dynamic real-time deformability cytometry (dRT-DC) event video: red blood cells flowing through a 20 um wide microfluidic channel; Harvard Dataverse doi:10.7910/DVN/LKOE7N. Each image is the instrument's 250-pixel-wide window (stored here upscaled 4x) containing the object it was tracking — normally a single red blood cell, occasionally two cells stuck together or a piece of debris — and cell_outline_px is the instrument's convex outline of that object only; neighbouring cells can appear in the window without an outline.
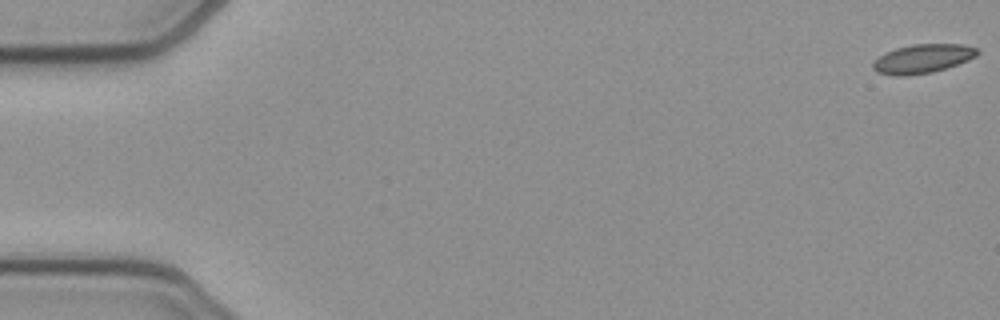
{"species": "common noctule bat (a hibernating species)", "species_latin": "Nyctalus noctula", "temperature_condition": "cold", "stored_images_in_passage": 37, "camera_frame_rate_fps": 3000, "um_per_image_px": 0.085, "animal": {"sex": "female", "body_mass_g": 21.9}, "frame": {"image": 1, "passage_image": 1, "time_ms": 0.0, "image_size_px": [1000, 320], "cell_outline_px": [[980, 52], [976, 56], [968, 60], [932, 72], [904, 76], [896, 76], [876, 72], [872, 68], [872, 64], [884, 52], [896, 48], [912, 44], [964, 44], [976, 48]], "centroid_in_image_um": [78.4, 4.98], "position_along_channel_um": 6.6, "area_um2": 17.51}}
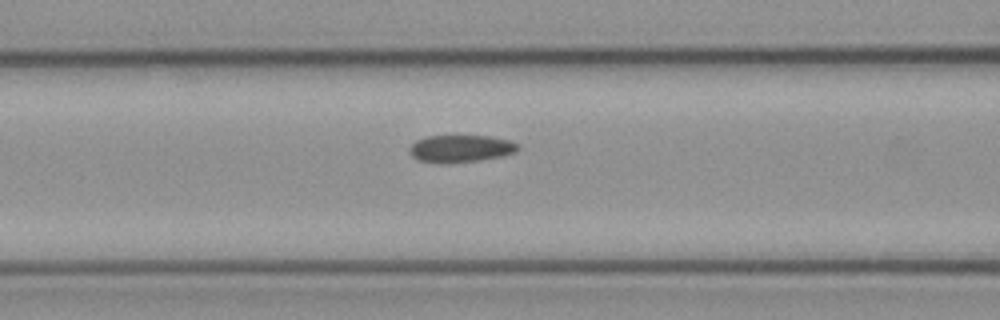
{"frame": {"image": 2, "passage_image": 22, "time_ms": 7.0, "image_size_px": [1000, 320], "cell_outline_px": [[520, 148], [516, 152], [504, 156], [480, 160], [448, 164], [440, 164], [416, 160], [408, 152], [408, 148], [416, 140], [428, 136], [492, 136], [508, 140], [520, 144]], "centroid_in_image_um": [39.15, 12.65], "position_along_channel_um": 127.4, "area_um2": 17.69}}
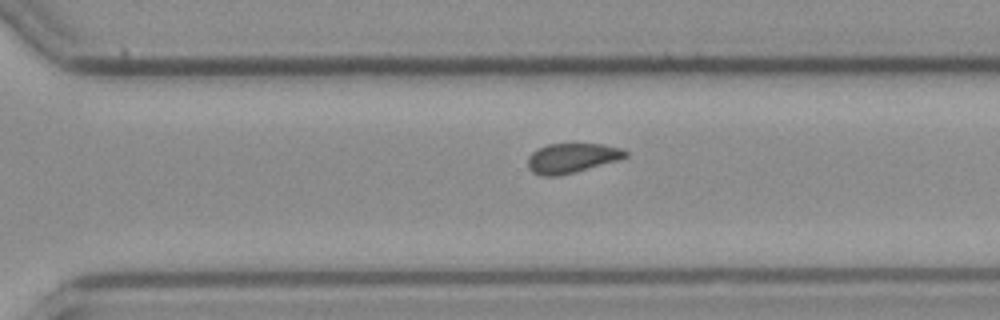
{"frame": {"image": 3, "passage_image": 37, "time_ms": 12.0, "image_size_px": [1000, 320], "cell_outline_px": [[628, 156], [620, 160], [576, 172], [560, 176], [540, 176], [532, 172], [528, 168], [528, 156], [532, 152], [548, 144], [604, 144], [620, 148], [628, 152]], "centroid_in_image_um": [48.62, 13.45], "position_along_channel_um": 322.0, "area_um2": 17.05}}